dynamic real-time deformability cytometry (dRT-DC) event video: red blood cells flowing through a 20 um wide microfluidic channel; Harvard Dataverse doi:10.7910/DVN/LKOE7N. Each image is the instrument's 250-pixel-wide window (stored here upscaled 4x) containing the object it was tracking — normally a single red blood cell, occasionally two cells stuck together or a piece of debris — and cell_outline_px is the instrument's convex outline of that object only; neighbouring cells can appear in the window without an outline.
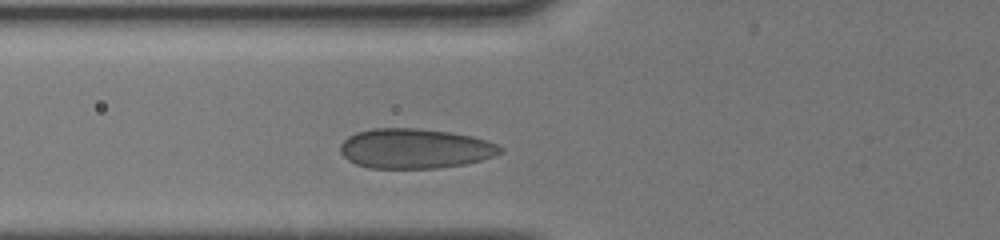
{"species": "human", "species_latin": "Homo sapiens", "temperature_condition": "cold", "stored_images_in_passage": 23, "camera_frame_rate_fps": 3000, "um_per_image_px": 0.085, "donor": {"sex": "male"}, "frame": {"image": 1, "passage_image": 3, "time_ms": 1.333, "image_size_px": [1000, 240], "cell_outline_px": [[504, 148], [500, 152], [492, 156], [480, 160], [464, 164], [436, 168], [372, 168], [356, 164], [348, 160], [340, 152], [340, 144], [348, 136], [356, 132], [372, 128], [420, 128], [452, 132], [472, 136], [488, 140]], "centroid_in_image_um": [35.25, 12.61], "position_along_channel_um": 90.5, "area_um2": 37.22}}
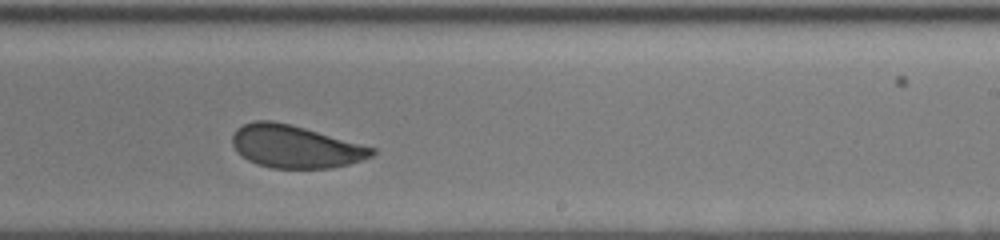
{"frame": {"image": 2, "passage_image": 14, "time_ms": 5.667, "image_size_px": [1000, 240], "cell_outline_px": [[376, 152], [372, 156], [348, 164], [332, 168], [272, 168], [256, 164], [248, 160], [232, 144], [232, 136], [236, 128], [244, 124], [256, 120], [272, 120], [292, 124], [376, 148]], "centroid_in_image_um": [25.1, 12.45], "position_along_channel_um": 263.9, "area_um2": 34.62}}
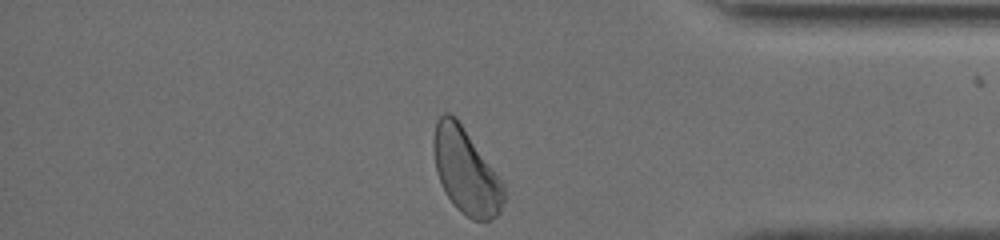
{"frame": {"image": 3, "passage_image": 23, "time_ms": 9.333, "image_size_px": [1000, 240], "cell_outline_px": [[504, 200], [500, 212], [496, 216], [488, 220], [472, 220], [460, 212], [456, 208], [444, 192], [440, 184], [436, 172], [432, 148], [432, 140], [436, 120], [444, 112], [448, 112], [456, 116], [504, 180]], "centroid_in_image_um": [39.6, 14.52], "position_along_channel_um": 395.6, "area_um2": 35.89}, "authors_computed_cell_mechanics": {"area_um2": 35.0846, "velocity_mm_per_s": 4.0063, "shape_relaxation_time_tau1_ms": 8.2185, "shape_relaxation_time_tau2_ms": null, "deformation_change_tau1": 0.1149, "deformation_change_tau2": null}}